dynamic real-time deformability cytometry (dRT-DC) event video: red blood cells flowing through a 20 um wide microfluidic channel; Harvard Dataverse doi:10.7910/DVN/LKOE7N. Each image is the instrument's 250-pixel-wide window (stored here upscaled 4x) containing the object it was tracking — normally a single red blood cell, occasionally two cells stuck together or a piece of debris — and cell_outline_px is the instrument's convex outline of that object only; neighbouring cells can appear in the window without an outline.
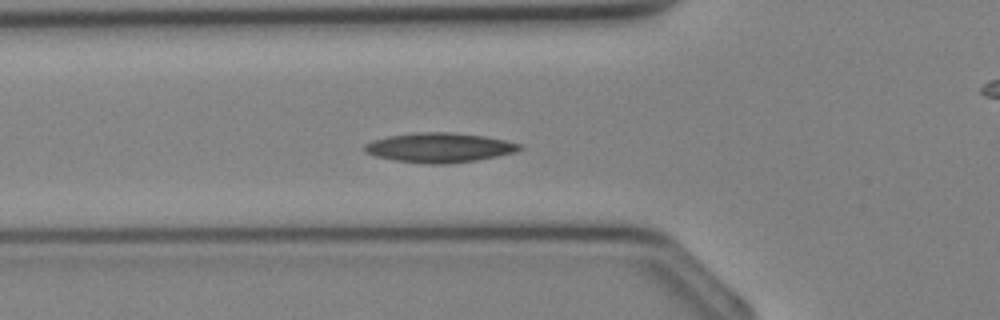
{"species": "Egyptian fruit bat (a non-hibernating species)", "species_latin": "Rousettus aegyptiacus", "temperature_condition": "cold", "stored_images_in_passage": 32, "camera_frame_rate_fps": 3000, "um_per_image_px": 0.085, "animal": {"sex": "female"}, "frame": {"image": 1, "passage_image": 8, "time_ms": 2.333, "image_size_px": [1000, 320], "cell_outline_px": [[524, 148], [516, 152], [476, 160], [448, 164], [428, 164], [396, 160], [376, 156], [364, 152], [364, 144], [372, 140], [388, 136], [416, 132], [452, 132], [484, 136], [524, 144]], "centroid_in_image_um": [37.37, 12.54], "position_along_channel_um": 88.4, "area_um2": 26.82}}
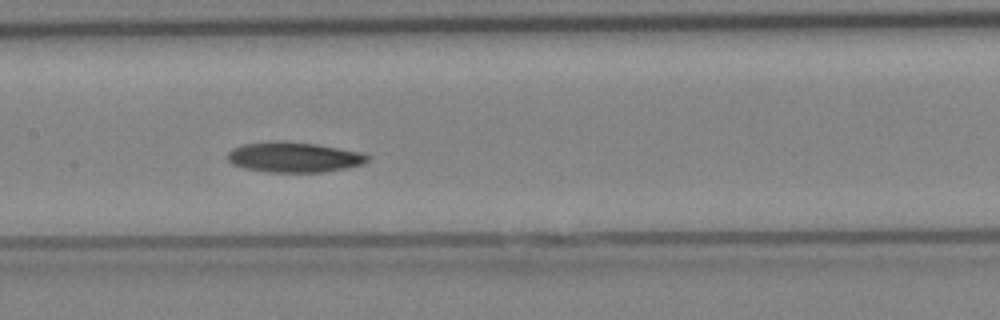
{"frame": {"image": 2, "passage_image": 13, "time_ms": 4.0, "image_size_px": [1000, 320], "cell_outline_px": [[368, 160], [364, 164], [324, 172], [264, 172], [244, 168], [232, 164], [228, 160], [228, 152], [232, 148], [244, 144], [272, 140], [284, 140], [316, 144], [364, 152], [368, 156]], "centroid_in_image_um": [24.97, 13.35], "position_along_channel_um": 182.4, "area_um2": 24.97}}
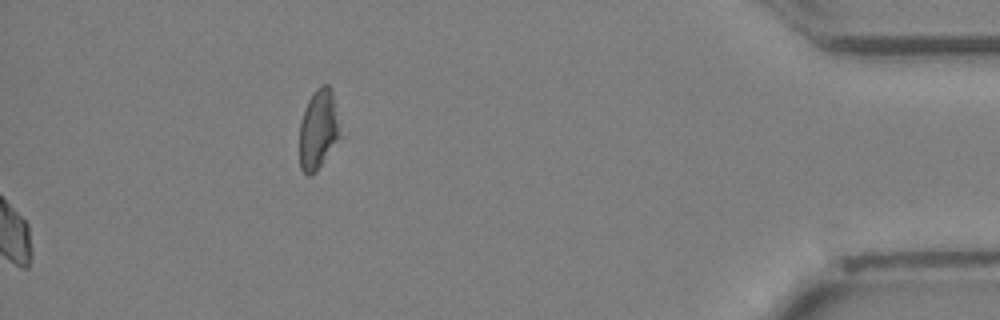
{"frame": {"image": 3, "passage_image": 32, "time_ms": 10.333, "image_size_px": [1000, 320], "cell_outline_px": [[348, 136], [316, 172], [312, 176], [308, 176], [300, 168], [300, 120], [304, 108], [312, 92], [316, 88], [324, 84], [328, 84], [332, 88], [348, 132]], "centroid_in_image_um": [27.24, 11.0], "position_along_channel_um": 408.0, "area_um2": 21.39}}